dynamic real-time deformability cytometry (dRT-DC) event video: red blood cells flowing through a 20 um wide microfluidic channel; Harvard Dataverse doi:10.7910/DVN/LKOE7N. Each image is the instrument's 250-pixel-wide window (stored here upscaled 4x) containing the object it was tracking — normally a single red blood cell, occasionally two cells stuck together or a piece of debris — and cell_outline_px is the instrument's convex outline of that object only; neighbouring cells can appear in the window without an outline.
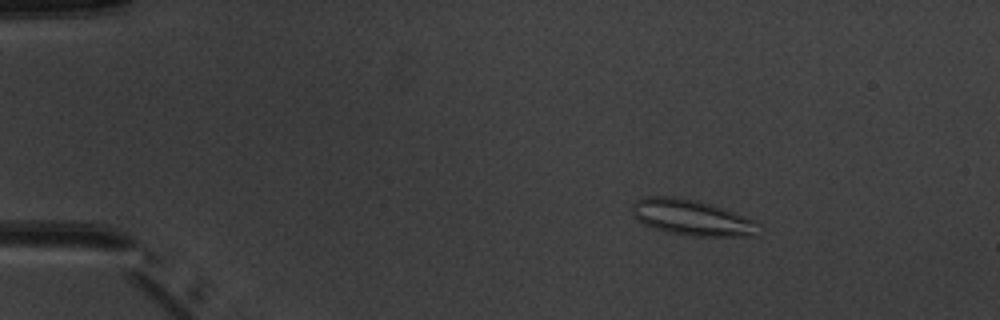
{"species": "common noctule bat (a hibernating species)", "species_latin": "Nyctalus noctula", "temperature_condition": "warm", "stored_images_in_passage": 5, "camera_frame_rate_fps": 3000, "um_per_image_px": 0.085, "animal": {"sex": "male", "body_mass_g": 20.1, "forearm_length_mm": 53.5}, "frame": {"image": 1, "passage_image": 3, "time_ms": 2.333, "image_size_px": [1000, 320], "cell_outline_px": [[764, 224], [760, 236], [692, 236], [668, 232], [644, 224], [632, 212], [632, 204], [636, 200], [648, 196], [676, 196], [696, 200], [712, 204], [736, 212], [756, 220]], "centroid_in_image_um": [58.95, 18.5], "position_along_channel_um": 26.0, "area_um2": 26.88}}